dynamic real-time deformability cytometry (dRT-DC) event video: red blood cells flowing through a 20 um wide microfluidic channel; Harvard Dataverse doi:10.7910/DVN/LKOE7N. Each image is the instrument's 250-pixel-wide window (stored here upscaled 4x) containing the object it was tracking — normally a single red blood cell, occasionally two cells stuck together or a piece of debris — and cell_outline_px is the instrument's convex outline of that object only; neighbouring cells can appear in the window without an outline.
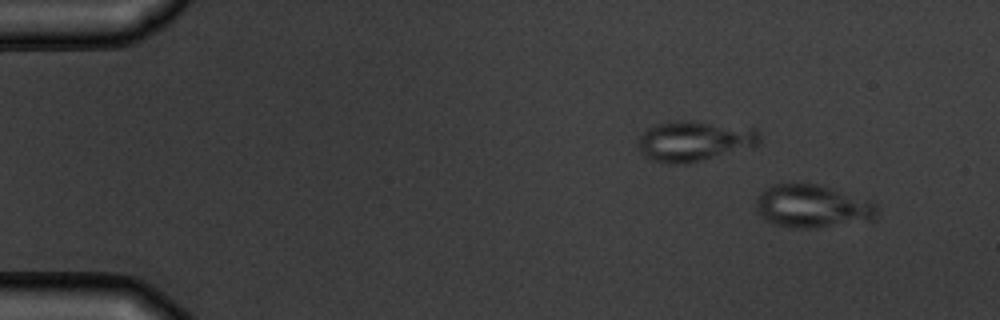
{"species": "common noctule bat (a hibernating species)", "species_latin": "Nyctalus noctula", "temperature_condition": "warm", "stored_images_in_passage": 4, "camera_frame_rate_fps": 3000, "um_per_image_px": 0.085, "animal": {"sex": "male", "body_mass_g": 19.5, "forearm_length_mm": 54.6}, "frame": {"image": 1, "passage_image": 1, "time_ms": 0.0, "image_size_px": [1000, 320], "cell_outline_px": [[876, 220], [816, 228], [796, 228], [776, 224], [764, 220], [756, 212], [756, 196], [764, 188], [772, 184], [816, 184], [868, 200], [876, 204]], "centroid_in_image_um": [69.0, 17.55], "position_along_channel_um": 16.0, "area_um2": 30.29}}